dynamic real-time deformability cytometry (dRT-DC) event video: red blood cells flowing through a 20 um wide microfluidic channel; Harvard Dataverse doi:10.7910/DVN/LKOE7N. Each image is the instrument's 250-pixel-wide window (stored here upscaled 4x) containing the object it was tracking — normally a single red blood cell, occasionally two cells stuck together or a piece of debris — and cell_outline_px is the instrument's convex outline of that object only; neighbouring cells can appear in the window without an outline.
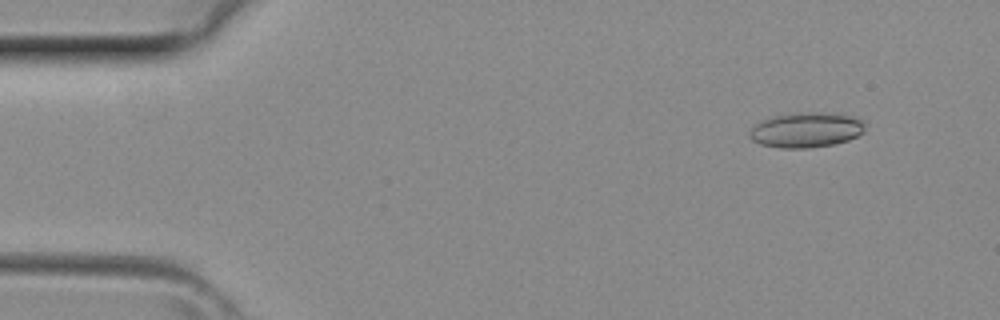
{"species": "common noctule bat (a hibernating species)", "species_latin": "Nyctalus noctula", "temperature_condition": "room temperature", "stored_images_in_passage": 3, "camera_frame_rate_fps": 3000, "um_per_image_px": 0.085, "animal": {"sex": "female", "body_mass_g": 29.2, "forearm_length_mm": 56.3}, "frame": {"image": 1, "passage_image": 2, "time_ms": 0.333, "image_size_px": [1000, 320], "cell_outline_px": [[864, 132], [848, 140], [832, 144], [808, 148], [780, 148], [760, 144], [752, 140], [748, 136], [748, 132], [756, 124], [764, 120], [776, 116], [812, 112], [816, 112], [852, 116], [864, 120]], "centroid_in_image_um": [68.53, 11.06], "position_along_channel_um": 16.5, "area_um2": 23.24}}